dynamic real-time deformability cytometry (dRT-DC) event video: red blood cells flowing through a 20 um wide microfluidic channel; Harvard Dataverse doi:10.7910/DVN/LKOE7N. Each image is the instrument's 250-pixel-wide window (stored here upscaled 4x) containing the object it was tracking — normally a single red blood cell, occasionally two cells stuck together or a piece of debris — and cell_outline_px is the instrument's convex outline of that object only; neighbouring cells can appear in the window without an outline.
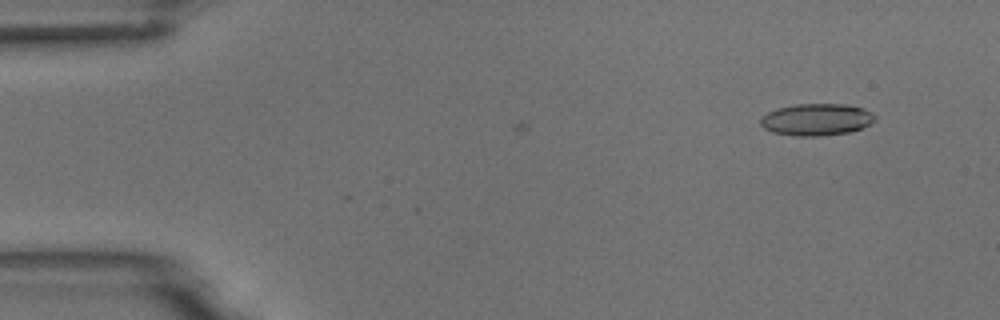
{"species": "common noctule bat (a hibernating species)", "species_latin": "Nyctalus noctula", "temperature_condition": "room temperature", "stored_images_in_passage": 3, "camera_frame_rate_fps": 3000, "um_per_image_px": 0.085, "animal": {"sex": "male", "body_mass_g": 18.8}, "frame": {"image": 1, "passage_image": 3, "time_ms": 0.667, "image_size_px": [1000, 320], "cell_outline_px": [[876, 120], [860, 128], [848, 132], [820, 136], [796, 136], [772, 132], [764, 128], [760, 124], [760, 116], [776, 108], [796, 104], [848, 104], [860, 108], [876, 116]], "centroid_in_image_um": [69.34, 10.16], "position_along_channel_um": 15.7, "area_um2": 21.21}}